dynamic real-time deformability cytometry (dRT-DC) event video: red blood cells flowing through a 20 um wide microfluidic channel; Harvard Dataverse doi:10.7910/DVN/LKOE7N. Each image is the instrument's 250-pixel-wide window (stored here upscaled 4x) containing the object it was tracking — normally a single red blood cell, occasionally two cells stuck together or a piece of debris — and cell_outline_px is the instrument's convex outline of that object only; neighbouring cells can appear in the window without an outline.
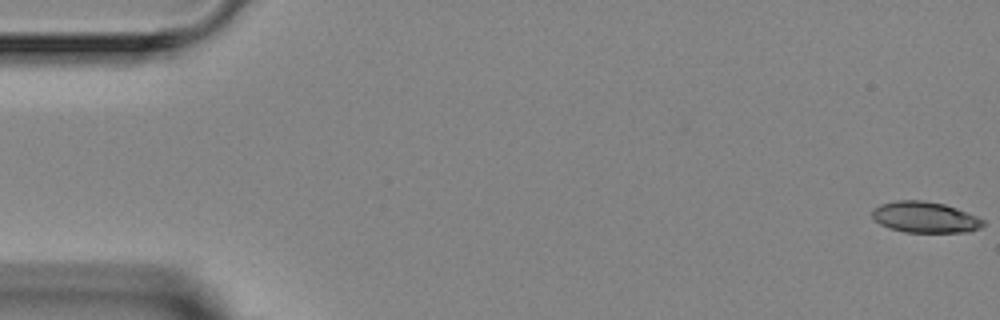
{"species": "Egyptian fruit bat (a non-hibernating species)", "species_latin": "Rousettus aegyptiacus", "temperature_condition": "room temperature", "stored_images_in_passage": 5, "camera_frame_rate_fps": 3000, "um_per_image_px": 0.085, "animal": {"sex": "female"}, "frame": {"image": 1, "passage_image": 1, "time_ms": 0.0, "image_size_px": [1000, 320], "cell_outline_px": [[984, 224], [980, 228], [968, 232], [904, 232], [888, 228], [880, 224], [872, 216], [872, 212], [880, 204], [896, 200], [920, 200], [944, 204], [956, 208], [976, 216], [984, 220]], "centroid_in_image_um": [78.62, 18.47], "position_along_channel_um": 6.4, "area_um2": 19.94}}
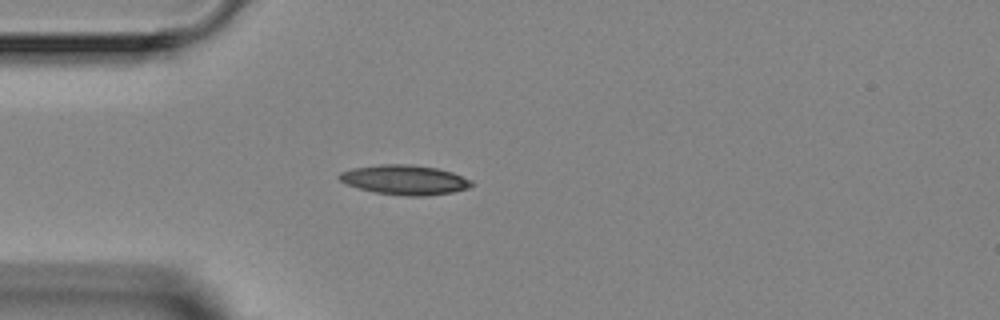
{"frame": {"image": 2, "passage_image": 5, "time_ms": 4.333, "image_size_px": [1000, 320], "cell_outline_px": [[472, 184], [468, 188], [452, 192], [424, 196], [408, 196], [376, 192], [360, 188], [348, 184], [340, 180], [336, 176], [340, 172], [352, 168], [380, 164], [408, 164], [436, 168], [452, 172], [472, 180]], "centroid_in_image_um": [34.39, 15.28], "position_along_channel_um": 50.6, "area_um2": 22.66}}